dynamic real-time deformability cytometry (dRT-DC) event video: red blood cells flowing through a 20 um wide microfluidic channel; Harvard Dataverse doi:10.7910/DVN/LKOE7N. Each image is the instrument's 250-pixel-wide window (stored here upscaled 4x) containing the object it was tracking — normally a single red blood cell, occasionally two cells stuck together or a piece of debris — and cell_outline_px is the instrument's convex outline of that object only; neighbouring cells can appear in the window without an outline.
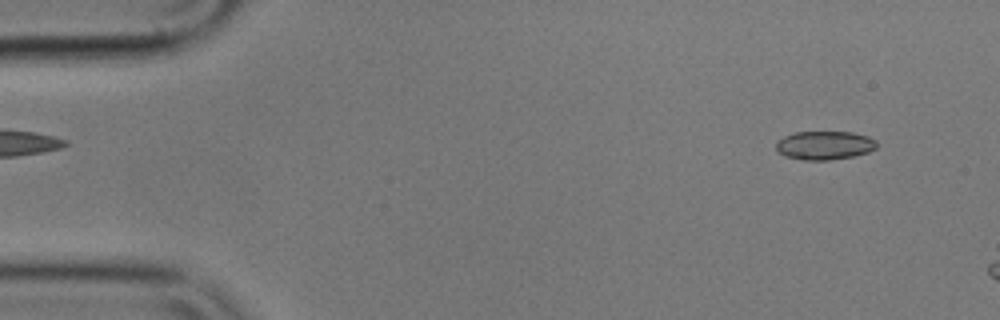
{"species": "common noctule bat (a hibernating species)", "species_latin": "Nyctalus noctula", "temperature_condition": "cold", "stored_images_in_passage": 8, "camera_frame_rate_fps": 3000, "um_per_image_px": 0.085, "animal": {"sex": "male", "body_mass_g": 17.9}, "frame": {"image": 1, "passage_image": 4, "time_ms": 1.0, "image_size_px": [1000, 320], "cell_outline_px": [[876, 148], [868, 152], [852, 156], [828, 160], [804, 160], [784, 156], [776, 152], [776, 144], [784, 136], [796, 132], [852, 132], [868, 136], [876, 140]], "centroid_in_image_um": [70.07, 12.35], "position_along_channel_um": 14.9, "area_um2": 16.76}}